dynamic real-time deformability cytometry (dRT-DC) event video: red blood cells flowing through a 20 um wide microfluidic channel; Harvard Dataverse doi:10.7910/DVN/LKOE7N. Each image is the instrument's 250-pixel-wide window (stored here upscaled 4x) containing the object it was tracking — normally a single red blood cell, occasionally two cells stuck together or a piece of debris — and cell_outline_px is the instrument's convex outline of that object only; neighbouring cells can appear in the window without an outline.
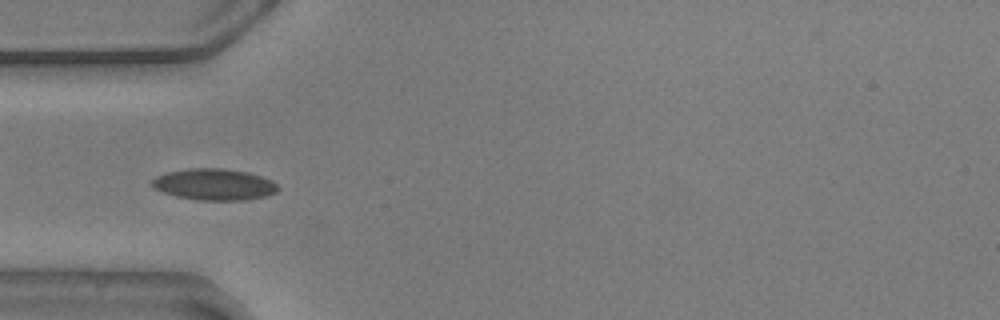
{"species": "common noctule bat (a hibernating species)", "species_latin": "Nyctalus noctula", "temperature_condition": "warm", "stored_images_in_passage": 6, "camera_frame_rate_fps": 3000, "um_per_image_px": 0.085, "animal": {"sex": "male", "body_mass_g": 20.5, "forearm_length_mm": 52.5}, "frame": {"image": 1, "passage_image": 2, "time_ms": 0.333, "image_size_px": [1000, 320], "cell_outline_px": [[280, 188], [276, 192], [268, 196], [248, 200], [196, 200], [176, 196], [152, 188], [148, 184], [156, 176], [168, 172], [188, 168], [224, 168], [248, 172], [272, 180]], "centroid_in_image_um": [18.2, 15.68], "position_along_channel_um": 66.8, "area_um2": 23.35}}